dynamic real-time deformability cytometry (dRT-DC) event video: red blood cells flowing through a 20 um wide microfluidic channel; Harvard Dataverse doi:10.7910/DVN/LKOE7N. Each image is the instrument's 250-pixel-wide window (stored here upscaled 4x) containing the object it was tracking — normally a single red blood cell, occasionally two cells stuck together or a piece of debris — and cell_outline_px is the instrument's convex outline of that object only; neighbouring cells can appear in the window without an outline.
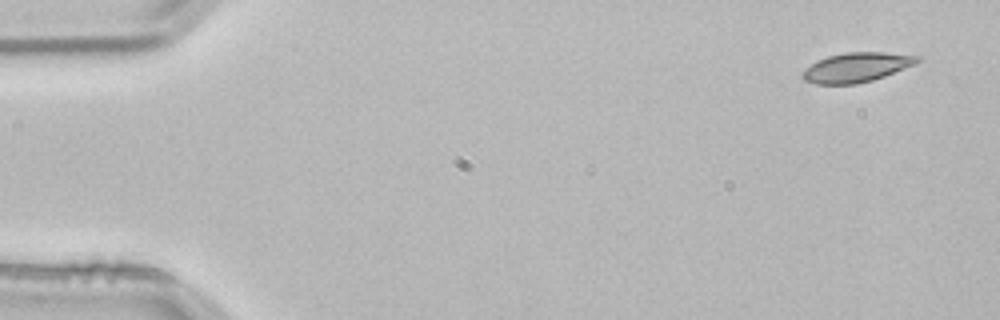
{"species": "common noctule bat (a hibernating species)", "species_latin": "Nyctalus noctula", "temperature_condition": "room temperature", "stored_images_in_passage": 4, "segment_of_instrument_passage": [1, 2], "camera_frame_rate_fps": 3000, "um_per_image_px": 0.085, "animal": {"sex": "male", "body_mass_g": 21.5, "forearm_length_mm": 52.0}, "frame": {"image": 1, "passage_image": 1, "time_ms": 0.0, "image_size_px": [1000, 320], "cell_outline_px": [[924, 60], [916, 64], [884, 76], [872, 80], [856, 84], [816, 84], [804, 80], [800, 76], [804, 68], [816, 60], [828, 56], [848, 52], [884, 52], [920, 56]], "centroid_in_image_um": [72.8, 5.72], "position_along_channel_um": 12.2, "area_um2": 19.94}}
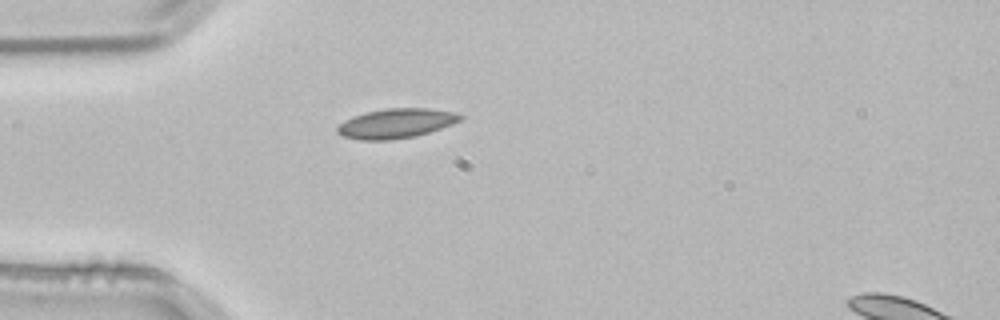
{"frame": {"image": 2, "passage_image": 3, "time_ms": 0.667, "image_size_px": [1000, 320], "cell_outline_px": [[464, 116], [460, 120], [452, 124], [416, 136], [392, 140], [360, 140], [344, 136], [336, 132], [336, 128], [344, 120], [352, 116], [364, 112], [388, 108], [428, 108], [456, 112]], "centroid_in_image_um": [33.65, 10.48], "position_along_channel_um": 51.4, "area_um2": 21.27}}